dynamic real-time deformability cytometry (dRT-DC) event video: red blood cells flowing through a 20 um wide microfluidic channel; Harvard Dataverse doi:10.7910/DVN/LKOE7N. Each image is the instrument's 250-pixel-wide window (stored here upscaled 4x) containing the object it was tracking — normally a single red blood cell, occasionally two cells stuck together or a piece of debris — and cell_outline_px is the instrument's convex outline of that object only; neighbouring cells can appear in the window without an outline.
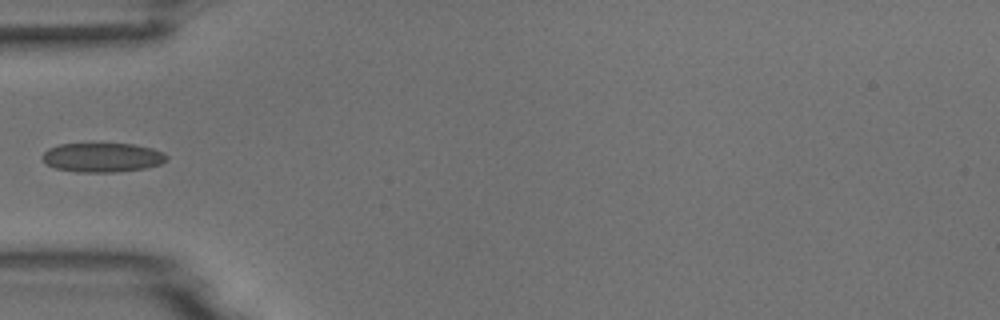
{"species": "common noctule bat (a hibernating species)", "species_latin": "Nyctalus noctula", "temperature_condition": "room temperature", "stored_images_in_passage": 5, "camera_frame_rate_fps": 3000, "um_per_image_px": 0.085, "animal": {"sex": "male", "body_mass_g": 18.8}, "frame": {"image": 1, "passage_image": 5, "time_ms": 4.667, "image_size_px": [1000, 320], "cell_outline_px": [[168, 160], [160, 164], [144, 168], [116, 172], [76, 172], [56, 168], [48, 164], [40, 156], [48, 148], [60, 144], [132, 144], [152, 148], [164, 152], [168, 156]], "centroid_in_image_um": [8.72, 13.38], "position_along_channel_um": 76.3, "area_um2": 21.15}}